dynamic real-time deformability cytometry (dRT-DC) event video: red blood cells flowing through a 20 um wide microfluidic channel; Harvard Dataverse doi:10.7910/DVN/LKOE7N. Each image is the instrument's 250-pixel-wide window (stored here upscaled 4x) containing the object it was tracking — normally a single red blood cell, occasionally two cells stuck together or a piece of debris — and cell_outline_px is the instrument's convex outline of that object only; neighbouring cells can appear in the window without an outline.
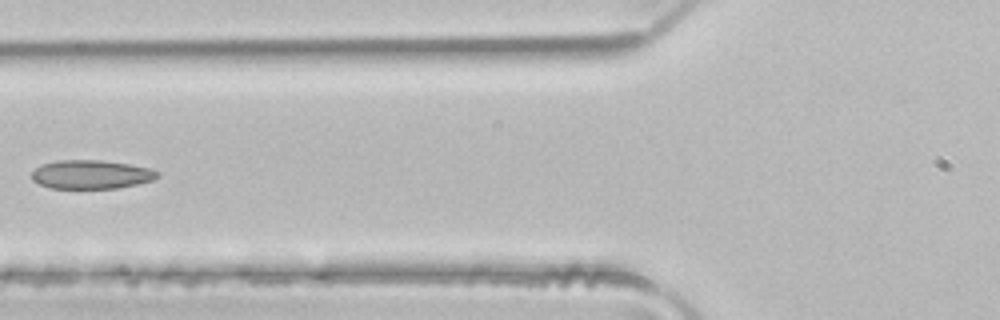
{"species": "common noctule bat (a hibernating species)", "species_latin": "Nyctalus noctula", "temperature_condition": "room temperature", "stored_images_in_passage": 5, "camera_frame_rate_fps": 3000, "um_per_image_px": 0.085, "animal": {"sex": "male", "body_mass_g": 21.5, "forearm_length_mm": 52.0}, "frame": {"image": 1, "passage_image": 5, "time_ms": 1.333, "image_size_px": [1000, 320], "cell_outline_px": [[160, 176], [152, 180], [136, 184], [116, 188], [48, 188], [32, 180], [32, 172], [40, 164], [56, 160], [100, 160], [128, 164], [148, 168], [160, 172]], "centroid_in_image_um": [7.72, 14.82], "position_along_channel_um": 118.1, "area_um2": 21.04}}